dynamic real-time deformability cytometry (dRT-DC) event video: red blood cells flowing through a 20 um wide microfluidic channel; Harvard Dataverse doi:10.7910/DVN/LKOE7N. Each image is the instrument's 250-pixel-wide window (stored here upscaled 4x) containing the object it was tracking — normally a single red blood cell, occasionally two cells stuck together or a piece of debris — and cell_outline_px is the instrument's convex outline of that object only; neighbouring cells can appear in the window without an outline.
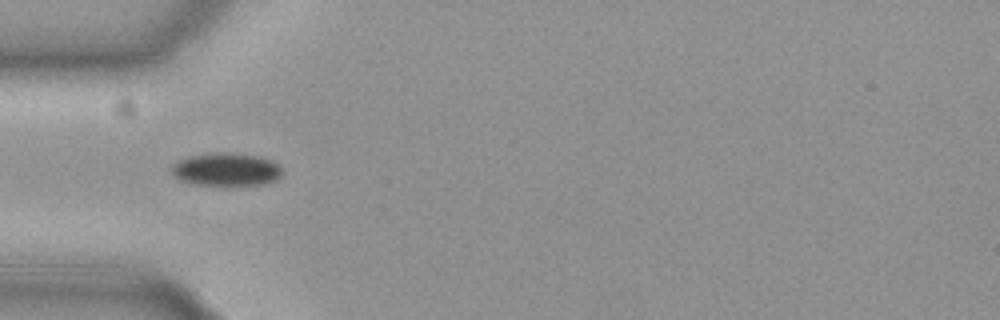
{"species": "common noctule bat (a hibernating species)", "species_latin": "Nyctalus noctula", "temperature_condition": "cold", "stored_images_in_passage": 7, "camera_frame_rate_fps": 3000, "um_per_image_px": 0.085, "animal": {"sex": "female", "body_mass_g": 19.3, "forearm_length_mm": 54.1}, "frame": {"image": 1, "passage_image": 1, "time_ms": 0.0, "image_size_px": [1000, 320], "cell_outline_px": [[280, 176], [276, 180], [264, 184], [188, 184], [180, 180], [172, 172], [172, 168], [180, 160], [192, 156], [256, 156], [272, 160], [280, 168]], "centroid_in_image_um": [19.25, 14.47], "position_along_channel_um": 65.7, "area_um2": 19.59}}
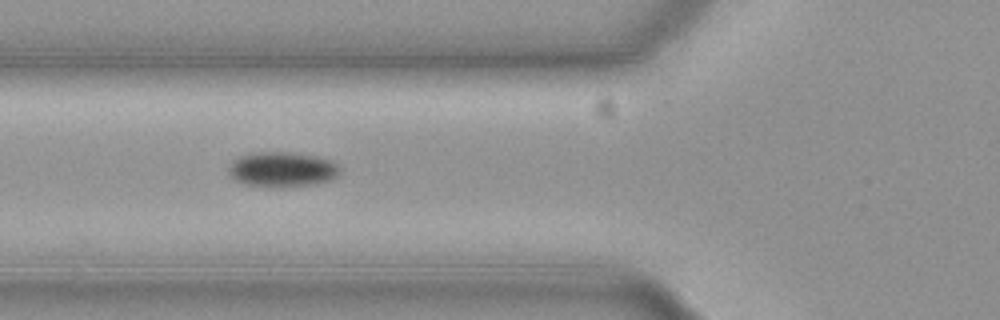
{"frame": {"image": 2, "passage_image": 4, "time_ms": 1.0, "image_size_px": [1000, 320], "cell_outline_px": [[340, 172], [332, 180], [312, 184], [272, 188], [244, 184], [236, 180], [228, 172], [228, 168], [232, 160], [240, 156], [260, 152], [292, 152], [316, 156], [332, 160], [340, 168]], "centroid_in_image_um": [23.99, 14.4], "position_along_channel_um": 101.8, "area_um2": 22.83}}
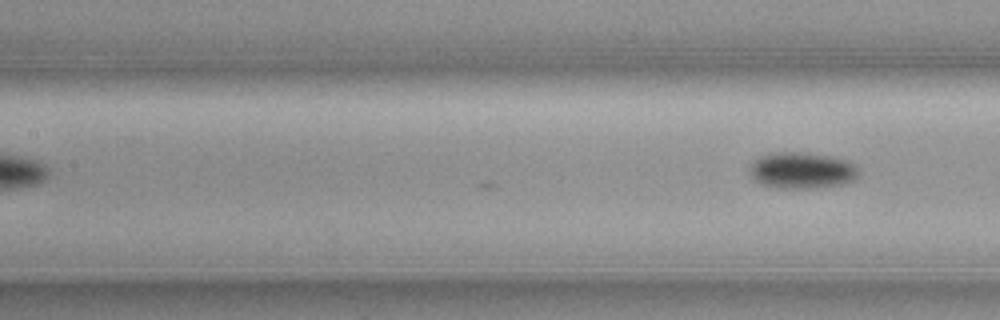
{"frame": {"image": 3, "passage_image": 7, "time_ms": 2.0, "image_size_px": [1000, 320], "cell_outline_px": [[860, 172], [852, 180], [840, 184], [816, 188], [768, 188], [752, 180], [748, 172], [748, 168], [760, 156], [768, 152], [808, 152], [832, 156], [848, 160], [860, 168]], "centroid_in_image_um": [68.11, 14.48], "position_along_channel_um": 139.3, "area_um2": 23.7}}